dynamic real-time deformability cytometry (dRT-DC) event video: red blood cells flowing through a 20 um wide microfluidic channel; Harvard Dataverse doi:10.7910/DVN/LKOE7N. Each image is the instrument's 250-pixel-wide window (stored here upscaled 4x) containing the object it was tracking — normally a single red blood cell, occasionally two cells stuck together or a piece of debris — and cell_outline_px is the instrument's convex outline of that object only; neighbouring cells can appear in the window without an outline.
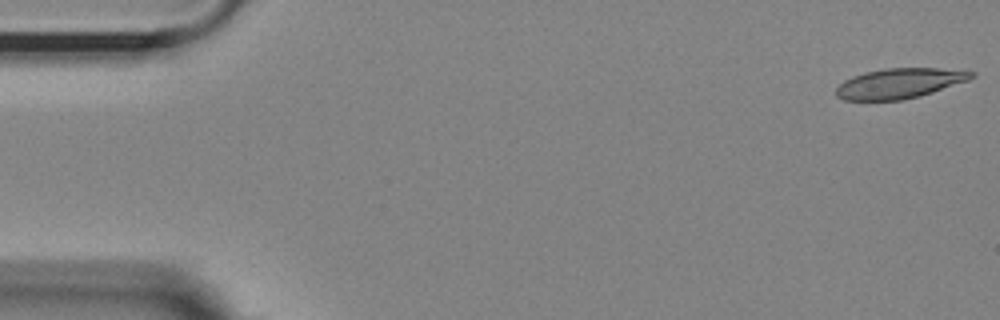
{"species": "Egyptian fruit bat (a non-hibernating species)", "species_latin": "Rousettus aegyptiacus", "temperature_condition": "room temperature", "stored_images_in_passage": 13, "camera_frame_rate_fps": 3000, "um_per_image_px": 0.085, "animal": {"sex": "female"}, "frame": {"image": 1, "passage_image": 1, "time_ms": 0.0, "image_size_px": [1000, 320], "cell_outline_px": [[976, 76], [968, 80], [920, 96], [900, 100], [844, 100], [836, 96], [836, 88], [844, 80], [852, 76], [864, 72], [884, 68], [936, 68], [976, 72]], "centroid_in_image_um": [76.43, 7.08], "position_along_channel_um": 8.6, "area_um2": 23.64}}
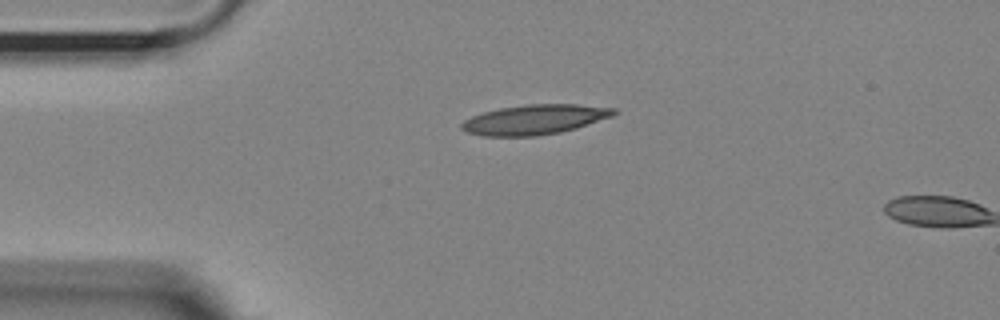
{"frame": {"image": 2, "passage_image": 12, "time_ms": 3.667, "image_size_px": [1000, 320], "cell_outline_px": [[620, 112], [612, 116], [576, 128], [560, 132], [536, 136], [484, 136], [468, 132], [460, 128], [460, 124], [464, 120], [472, 116], [484, 112], [500, 108], [524, 104], [580, 104], [616, 108]], "centroid_in_image_um": [45.47, 10.15], "position_along_channel_um": 39.5, "area_um2": 26.53}}